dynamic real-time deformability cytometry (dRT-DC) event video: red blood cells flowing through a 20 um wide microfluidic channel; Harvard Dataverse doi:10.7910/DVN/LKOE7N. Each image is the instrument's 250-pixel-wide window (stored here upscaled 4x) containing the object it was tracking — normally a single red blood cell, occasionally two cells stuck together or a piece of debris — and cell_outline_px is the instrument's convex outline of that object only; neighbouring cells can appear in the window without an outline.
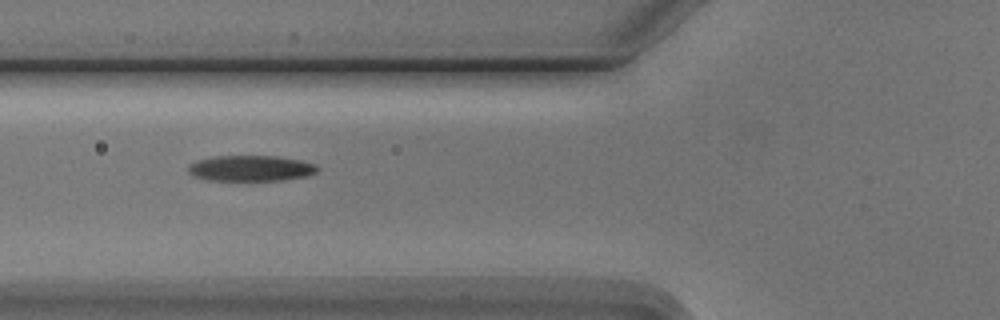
{"species": "Egyptian fruit bat (a non-hibernating species)", "species_latin": "Rousettus aegyptiacus", "temperature_condition": "cold", "stored_images_in_passage": 10, "camera_frame_rate_fps": 3000, "um_per_image_px": 0.085, "animal": {"sex": "male"}, "frame": {"image": 1, "passage_image": 6, "time_ms": 6.333, "image_size_px": [1000, 320], "cell_outline_px": [[320, 168], [316, 172], [308, 176], [284, 180], [208, 180], [196, 176], [188, 172], [188, 164], [196, 160], [216, 156], [276, 156], [300, 160], [316, 164]], "centroid_in_image_um": [21.34, 14.3], "position_along_channel_um": 104.5, "area_um2": 19.42}}
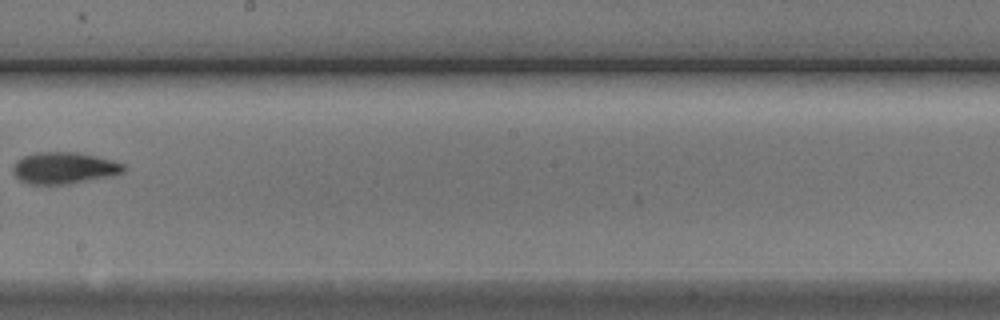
{"frame": {"image": 2, "passage_image": 9, "time_ms": 10.0, "image_size_px": [1000, 320], "cell_outline_px": [[128, 168], [124, 172], [112, 176], [72, 184], [32, 184], [20, 180], [12, 172], [12, 168], [16, 160], [24, 156], [36, 152], [76, 152], [96, 156], [112, 160], [124, 164]], "centroid_in_image_um": [5.48, 14.28], "position_along_channel_um": 242.7, "area_um2": 20.63}}
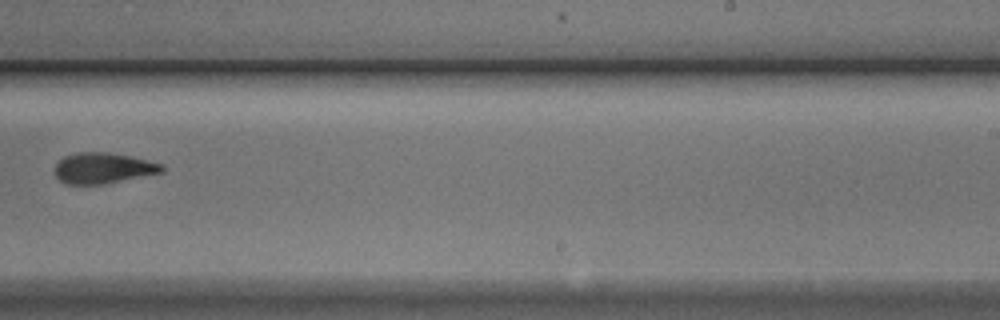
{"frame": {"image": 3, "passage_image": 10, "time_ms": 11.0, "image_size_px": [1000, 320], "cell_outline_px": [[164, 172], [104, 184], [64, 184], [56, 176], [56, 164], [64, 156], [76, 152], [108, 152], [128, 156], [164, 164]], "centroid_in_image_um": [8.77, 14.29], "position_along_channel_um": 280.2, "area_um2": 19.13}}